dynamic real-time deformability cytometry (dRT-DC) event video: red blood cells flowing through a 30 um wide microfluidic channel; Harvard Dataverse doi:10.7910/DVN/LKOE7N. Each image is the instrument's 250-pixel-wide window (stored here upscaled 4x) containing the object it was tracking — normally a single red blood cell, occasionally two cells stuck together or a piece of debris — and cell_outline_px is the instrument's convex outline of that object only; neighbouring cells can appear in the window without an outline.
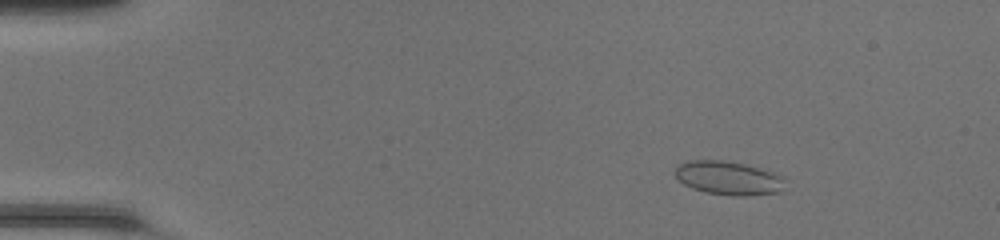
{"species": "common noctule bat (a hibernating species)", "species_latin": "Nyctalus noctula", "temperature_condition": "room temperature", "stored_images_in_passage": 50, "camera_frame_rate_fps": 3000, "um_per_image_px": 0.085, "animal": {"sex": "female", "body_mass_g": 20.0, "forearm_length_mm": 54.0}, "frame": {"image": 1, "passage_image": 8, "time_ms": 2.333, "image_size_px": [1000, 240], "cell_outline_px": [[784, 180], [780, 188], [776, 192], [748, 196], [736, 196], [704, 192], [692, 188], [684, 184], [676, 176], [676, 164], [688, 160], [724, 160], [744, 164], [760, 168], [784, 176]], "centroid_in_image_um": [61.87, 15.12], "position_along_channel_um": 23.1, "area_um2": 21.44}}
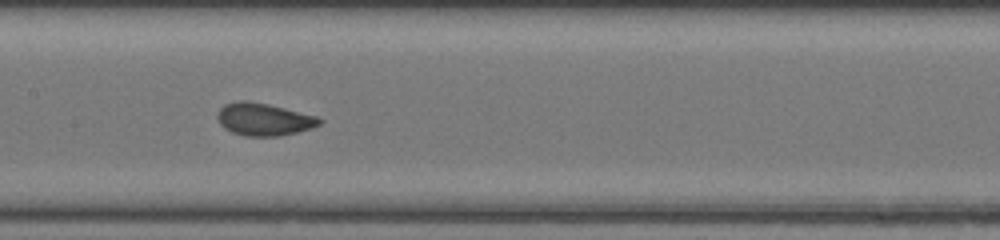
{"frame": {"image": 2, "passage_image": 26, "time_ms": 8.333, "image_size_px": [1000, 240], "cell_outline_px": [[324, 120], [320, 124], [312, 128], [296, 132], [276, 136], [244, 136], [232, 132], [224, 128], [220, 124], [216, 116], [220, 108], [224, 104], [240, 100], [248, 100], [268, 104], [316, 116]], "centroid_in_image_um": [22.4, 10.14], "position_along_channel_um": 185.0, "area_um2": 19.31}}
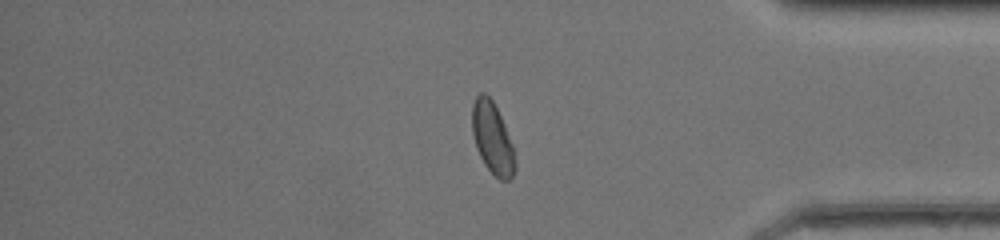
{"frame": {"image": 3, "passage_image": 42, "time_ms": 13.667, "image_size_px": [1000, 240], "cell_outline_px": [[516, 168], [512, 176], [508, 180], [500, 180], [484, 164], [476, 148], [472, 132], [472, 104], [476, 96], [480, 92], [484, 92], [492, 100], [504, 124], [512, 144], [516, 164]], "centroid_in_image_um": [41.84, 11.74], "position_along_channel_um": 393.4, "area_um2": 17.74}, "authors_computed_cell_mechanics": {"area_um2": 19.4786, "velocity_mm_per_s": 4.2977, "shape_relaxation_time_tau1_ms": 3.7, "shape_relaxation_time_tau2_ms": null, "deformation_change_tau1": 0.1196, "deformation_change_tau2": null}}